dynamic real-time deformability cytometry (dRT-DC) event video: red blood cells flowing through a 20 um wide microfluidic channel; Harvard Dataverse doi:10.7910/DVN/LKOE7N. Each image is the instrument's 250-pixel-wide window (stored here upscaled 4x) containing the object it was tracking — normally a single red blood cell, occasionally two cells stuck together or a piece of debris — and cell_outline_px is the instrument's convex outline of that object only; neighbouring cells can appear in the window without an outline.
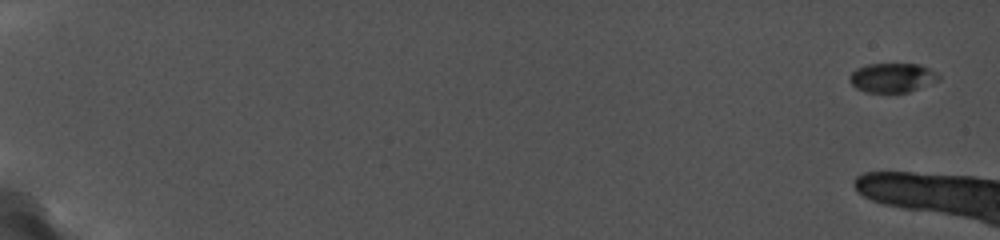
{"species": "common noctule bat (a hibernating species)", "species_latin": "Nyctalus noctula", "temperature_condition": "cold", "stored_images_in_passage": 21, "camera_frame_rate_fps": 5000, "um_per_image_px": 0.085, "animal": {"sex": "female", "body_mass_g": 19.0, "forearm_length_mm": 56.7}, "frame": {"image": 1, "passage_image": 1, "time_ms": 0.0, "image_size_px": [1000, 240], "cell_outline_px": [[940, 80], [908, 92], [864, 92], [856, 88], [848, 80], [848, 76], [856, 68], [868, 64], [920, 64], [936, 72], [940, 76]], "centroid_in_image_um": [75.83, 6.6], "position_along_channel_um": 9.2, "area_um2": 15.26}}